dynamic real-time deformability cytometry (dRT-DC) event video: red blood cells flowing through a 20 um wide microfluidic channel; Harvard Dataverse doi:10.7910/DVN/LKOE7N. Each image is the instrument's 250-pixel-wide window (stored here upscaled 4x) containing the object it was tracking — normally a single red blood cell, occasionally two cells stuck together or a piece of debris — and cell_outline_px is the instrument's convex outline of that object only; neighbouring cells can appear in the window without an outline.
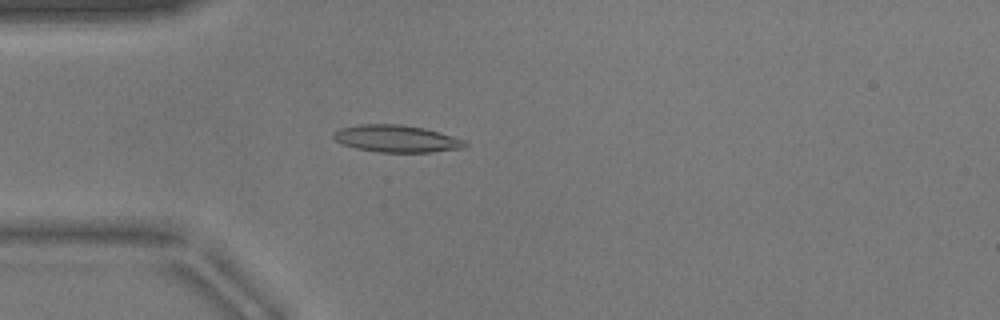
{"species": "common noctule bat (a hibernating species)", "species_latin": "Nyctalus noctula", "temperature_condition": "warm", "stored_images_in_passage": 51, "camera_frame_rate_fps": 3000, "um_per_image_px": 0.085, "animal": {"sex": "male", "body_mass_g": 17.9}, "frame": {"image": 1, "passage_image": 13, "time_ms": 4.0, "image_size_px": [1000, 320], "cell_outline_px": [[468, 144], [464, 148], [432, 152], [376, 152], [356, 148], [344, 144], [336, 140], [332, 136], [332, 132], [340, 128], [360, 124], [400, 124], [424, 128], [440, 132], [464, 140]], "centroid_in_image_um": [33.7, 11.78], "position_along_channel_um": 51.3, "area_um2": 20.81}}
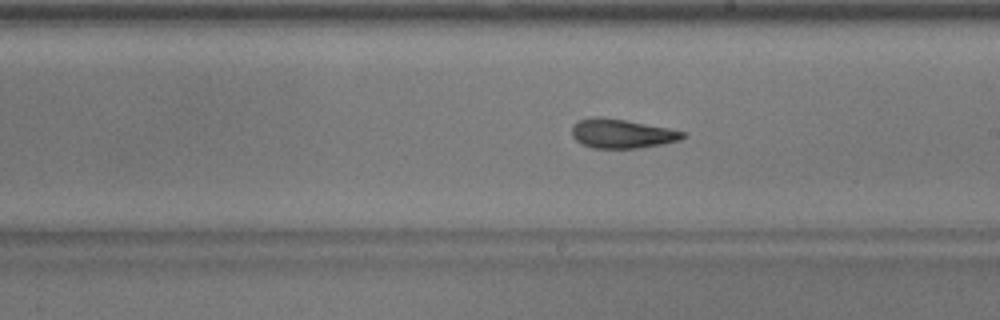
{"frame": {"image": 2, "passage_image": 28, "time_ms": 9.0, "image_size_px": [1000, 320], "cell_outline_px": [[688, 136], [680, 140], [640, 148], [592, 148], [580, 144], [572, 136], [572, 124], [580, 120], [592, 116], [600, 116], [624, 120], [668, 128], [684, 132]], "centroid_in_image_um": [52.82, 11.36], "position_along_channel_um": 236.2, "area_um2": 18.9}}
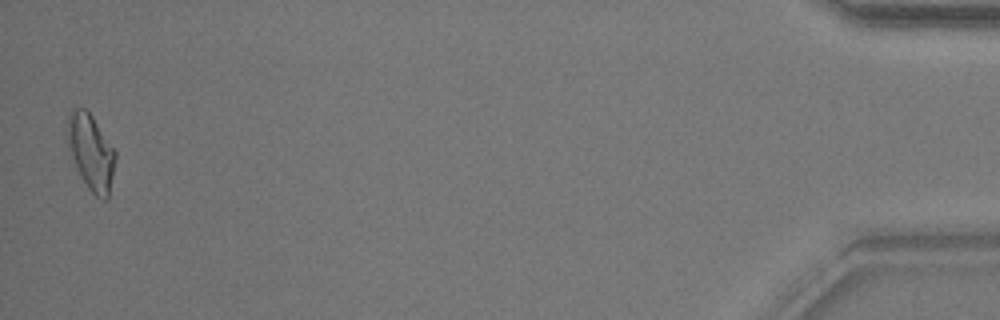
{"frame": {"image": 3, "passage_image": 50, "time_ms": 16.333, "image_size_px": [1000, 320], "cell_outline_px": [[116, 156], [108, 200], [104, 200], [96, 196], [88, 188], [72, 156], [68, 144], [68, 112], [72, 108], [84, 108], [92, 116], [116, 152]], "centroid_in_image_um": [7.75, 12.92], "position_along_channel_um": 427.4, "area_um2": 20.58}, "authors_computed_cell_mechanics": {"area_um2": 19.363, "velocity_mm_per_s": 3.8611, "shape_relaxation_time_tau1_ms": null, "shape_relaxation_time_tau2_ms": 4.1449, "deformation_change_tau1": null, "deformation_change_tau2": 0.1414}}